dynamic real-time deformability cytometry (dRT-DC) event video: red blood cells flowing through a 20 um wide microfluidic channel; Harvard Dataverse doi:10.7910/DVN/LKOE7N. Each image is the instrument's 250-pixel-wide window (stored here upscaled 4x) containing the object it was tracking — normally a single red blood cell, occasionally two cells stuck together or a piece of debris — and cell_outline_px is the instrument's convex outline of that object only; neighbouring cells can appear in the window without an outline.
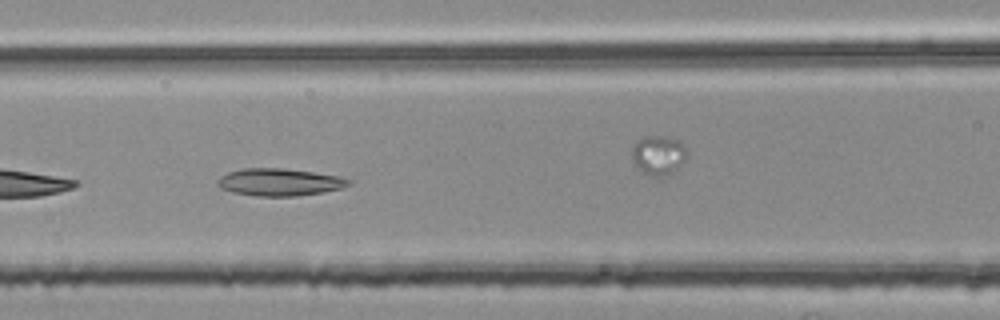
{"species": "common noctule bat (a hibernating species)", "species_latin": "Nyctalus noctula", "temperature_condition": "room temperature", "stored_images_in_passage": 32, "camera_frame_rate_fps": 3000, "um_per_image_px": 0.085, "animal": {"sex": "female", "body_mass_g": 25.1}, "frame": {"image": 1, "passage_image": 4, "time_ms": 1.0, "image_size_px": [1000, 320], "cell_outline_px": [[352, 184], [340, 188], [324, 192], [296, 196], [256, 196], [232, 192], [220, 188], [216, 184], [216, 180], [220, 176], [228, 172], [244, 168], [284, 168], [340, 176], [352, 180]], "centroid_in_image_um": [23.74, 15.48], "position_along_channel_um": 142.9, "area_um2": 21.04}}
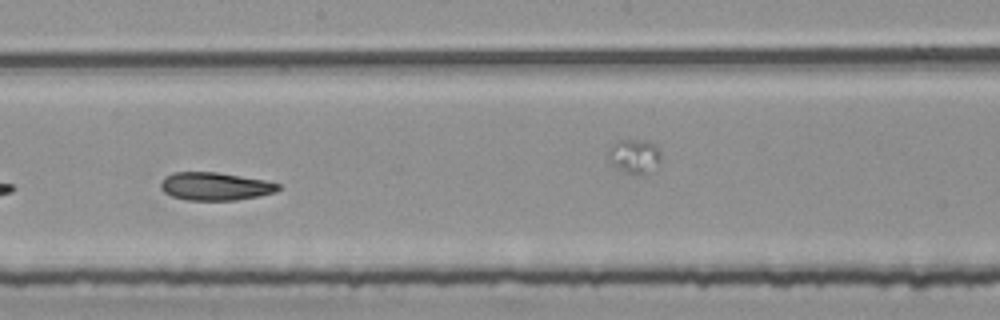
{"frame": {"image": 2, "passage_image": 11, "time_ms": 3.333, "image_size_px": [1000, 320], "cell_outline_px": [[280, 188], [276, 192], [260, 196], [236, 200], [184, 200], [172, 196], [164, 192], [160, 188], [160, 184], [164, 176], [172, 172], [216, 172], [264, 180], [280, 184]], "centroid_in_image_um": [18.26, 15.84], "position_along_channel_um": 229.9, "area_um2": 19.25}}
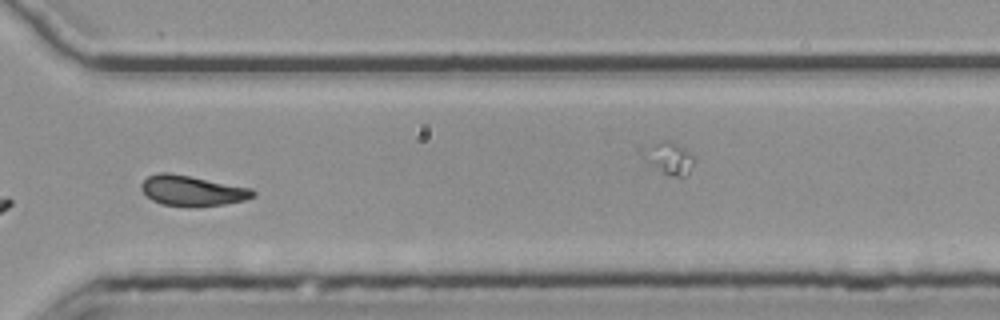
{"frame": {"image": 3, "passage_image": 21, "time_ms": 6.667, "image_size_px": [1000, 320], "cell_outline_px": [[256, 196], [244, 200], [224, 204], [188, 208], [160, 204], [152, 200], [140, 188], [140, 184], [148, 176], [160, 172], [168, 172], [252, 188], [256, 192]], "centroid_in_image_um": [16.33, 16.23], "position_along_channel_um": 354.3, "area_um2": 19.94}}